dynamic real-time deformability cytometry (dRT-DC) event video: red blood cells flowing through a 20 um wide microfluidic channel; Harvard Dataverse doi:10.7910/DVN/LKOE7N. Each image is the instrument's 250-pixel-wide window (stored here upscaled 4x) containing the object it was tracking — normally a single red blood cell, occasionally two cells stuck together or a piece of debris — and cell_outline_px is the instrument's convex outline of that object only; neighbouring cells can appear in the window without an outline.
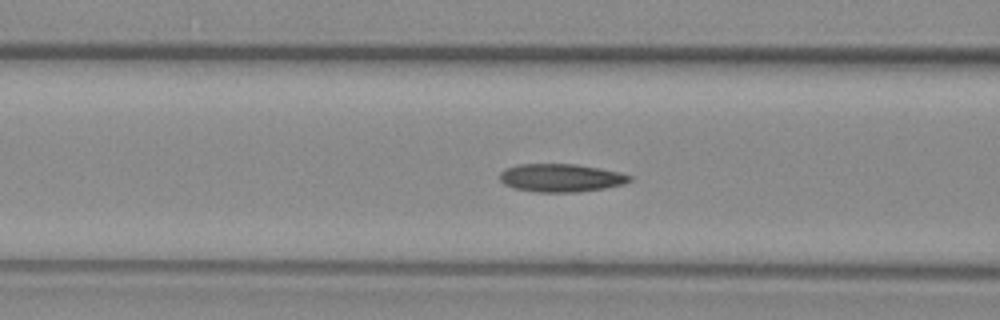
{"species": "common noctule bat (a hibernating species)", "species_latin": "Nyctalus noctula", "temperature_condition": "warm", "stored_images_in_passage": 36, "camera_frame_rate_fps": 3000, "um_per_image_px": 0.085, "animal": {"sex": "female", "body_mass_g": 29.2, "forearm_length_mm": 56.3}, "frame": {"image": 1, "passage_image": 20, "time_ms": 6.333, "image_size_px": [1000, 320], "cell_outline_px": [[632, 180], [624, 184], [604, 188], [576, 192], [536, 192], [512, 188], [504, 184], [500, 180], [500, 172], [504, 168], [516, 164], [576, 164], [600, 168], [620, 172], [632, 176]], "centroid_in_image_um": [47.66, 15.11], "position_along_channel_um": 118.9, "area_um2": 21.44}}
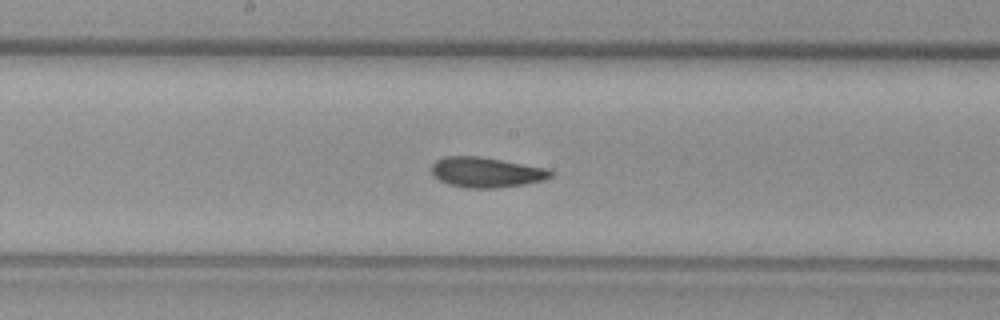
{"frame": {"image": 2, "passage_image": 27, "time_ms": 8.667, "image_size_px": [1000, 320], "cell_outline_px": [[552, 176], [544, 180], [524, 184], [500, 188], [464, 188], [448, 184], [440, 180], [432, 172], [432, 164], [436, 160], [444, 156], [480, 156], [548, 168], [552, 172]], "centroid_in_image_um": [41.34, 14.64], "position_along_channel_um": 206.9, "area_um2": 21.04}}
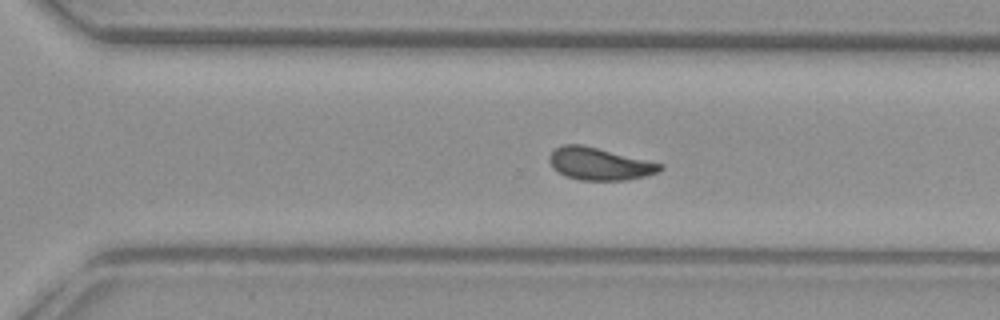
{"frame": {"image": 3, "passage_image": 36, "time_ms": 11.667, "image_size_px": [1000, 320], "cell_outline_px": [[664, 168], [656, 172], [644, 176], [628, 180], [580, 180], [564, 176], [552, 168], [548, 160], [548, 156], [556, 148], [564, 144], [580, 144], [664, 164]], "centroid_in_image_um": [50.92, 13.93], "position_along_channel_um": 319.7, "area_um2": 20.81}}